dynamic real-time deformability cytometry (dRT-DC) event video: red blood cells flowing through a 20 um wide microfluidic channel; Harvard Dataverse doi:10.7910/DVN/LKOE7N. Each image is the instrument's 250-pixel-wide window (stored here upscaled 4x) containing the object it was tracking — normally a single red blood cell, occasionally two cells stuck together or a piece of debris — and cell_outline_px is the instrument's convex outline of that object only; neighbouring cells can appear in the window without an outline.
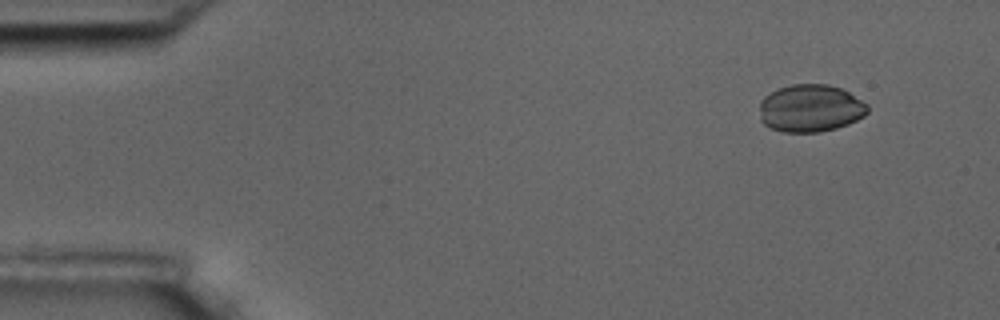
{"species": "common noctule bat (a hibernating species)", "species_latin": "Nyctalus noctula", "temperature_condition": "room temperature", "stored_images_in_passage": 6, "camera_frame_rate_fps": 3000, "um_per_image_px": 0.085, "animal": {"sex": "male", "body_mass_g": 17.5, "forearm_length_mm": 52.3}, "frame": {"image": 1, "passage_image": 1, "time_ms": 0.0, "image_size_px": [1000, 320], "cell_outline_px": [[868, 112], [864, 116], [848, 124], [836, 128], [820, 132], [784, 132], [772, 128], [764, 124], [760, 120], [760, 100], [764, 96], [776, 88], [792, 84], [828, 84], [840, 88], [848, 92], [868, 104]], "centroid_in_image_um": [68.87, 9.19], "position_along_channel_um": 16.1, "area_um2": 30.11}}
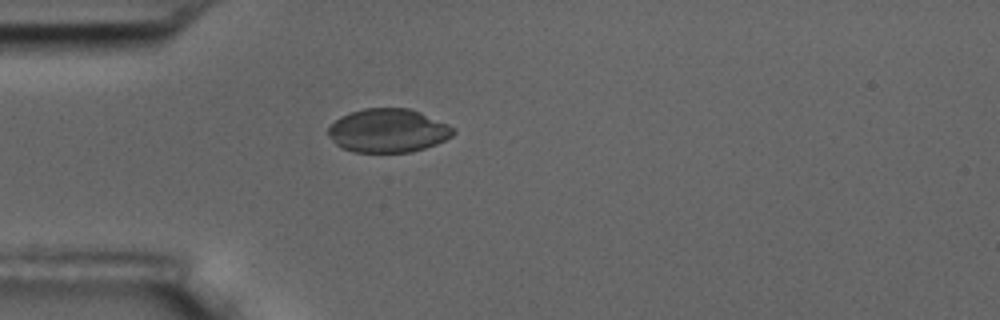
{"frame": {"image": 2, "passage_image": 4, "time_ms": 3.667, "image_size_px": [1000, 320], "cell_outline_px": [[456, 132], [452, 136], [436, 144], [412, 152], [352, 152], [340, 148], [332, 140], [328, 132], [328, 128], [340, 116], [364, 108], [408, 108], [420, 112], [448, 124], [456, 128]], "centroid_in_image_um": [32.99, 11.11], "position_along_channel_um": 52.0, "area_um2": 31.85}}